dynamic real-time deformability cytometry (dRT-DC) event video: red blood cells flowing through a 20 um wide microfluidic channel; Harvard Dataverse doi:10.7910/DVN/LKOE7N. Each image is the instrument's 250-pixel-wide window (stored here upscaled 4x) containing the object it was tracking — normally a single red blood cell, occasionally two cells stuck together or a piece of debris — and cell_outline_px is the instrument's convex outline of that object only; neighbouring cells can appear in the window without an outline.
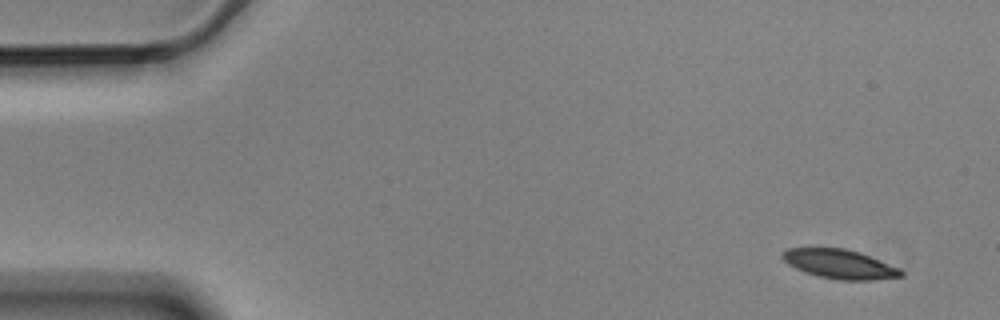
{"species": "Egyptian fruit bat (a non-hibernating species)", "species_latin": "Rousettus aegyptiacus", "temperature_condition": "cold", "stored_images_in_passage": 7, "camera_frame_rate_fps": 3000, "um_per_image_px": 0.085, "animal": {"sex": "male"}, "frame": {"image": 1, "passage_image": 1, "time_ms": 0.0, "image_size_px": [1000, 320], "cell_outline_px": [[904, 276], [872, 280], [840, 280], [820, 276], [804, 272], [788, 264], [780, 256], [780, 252], [788, 248], [844, 248], [860, 252], [900, 268], [904, 272]], "centroid_in_image_um": [71.37, 22.44], "position_along_channel_um": 13.6, "area_um2": 20.23}}
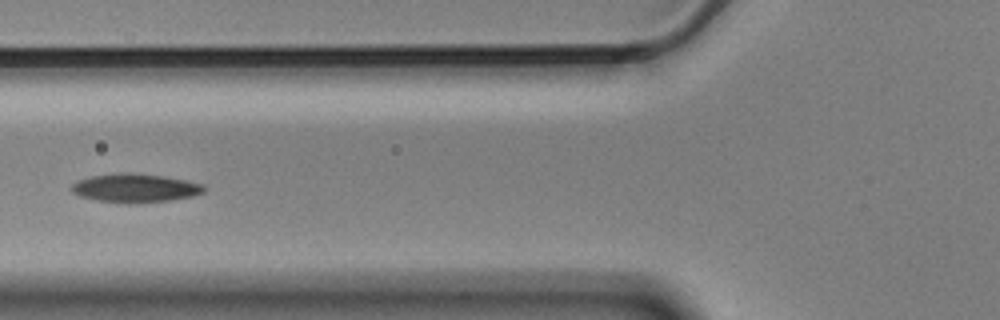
{"frame": {"image": 2, "passage_image": 5, "time_ms": 1.333, "image_size_px": [1000, 320], "cell_outline_px": [[204, 192], [192, 196], [172, 200], [136, 204], [128, 204], [96, 200], [80, 196], [72, 192], [68, 188], [72, 184], [80, 180], [92, 176], [120, 172], [128, 172], [164, 176], [204, 184]], "centroid_in_image_um": [11.47, 15.99], "position_along_channel_um": 114.3, "area_um2": 22.31}}
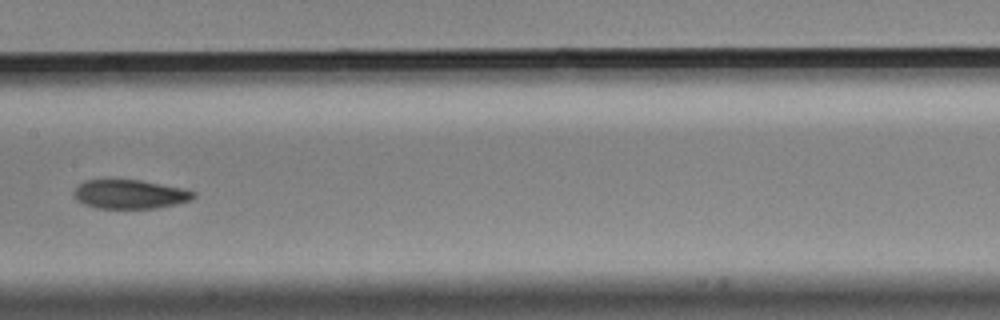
{"frame": {"image": 3, "passage_image": 7, "time_ms": 2.0, "image_size_px": [1000, 320], "cell_outline_px": [[196, 196], [192, 200], [176, 204], [156, 208], [96, 208], [84, 204], [76, 200], [72, 196], [72, 192], [76, 184], [84, 180], [140, 180], [180, 188], [196, 192]], "centroid_in_image_um": [10.98, 16.51], "position_along_channel_um": 196.4, "area_um2": 20.35}}